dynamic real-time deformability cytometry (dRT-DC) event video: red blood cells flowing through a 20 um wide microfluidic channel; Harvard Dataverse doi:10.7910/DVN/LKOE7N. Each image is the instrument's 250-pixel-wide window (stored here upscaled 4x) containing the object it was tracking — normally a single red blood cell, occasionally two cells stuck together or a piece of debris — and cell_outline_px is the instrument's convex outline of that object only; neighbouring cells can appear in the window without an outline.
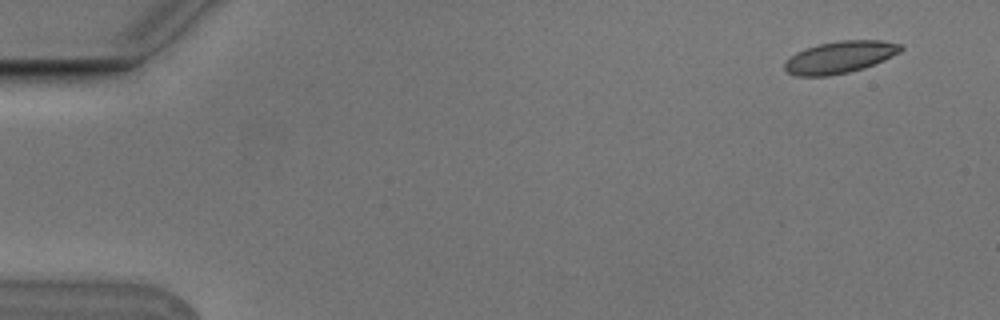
{"species": "Egyptian fruit bat (a non-hibernating species)", "species_latin": "Rousettus aegyptiacus", "temperature_condition": "cold", "stored_images_in_passage": 5, "camera_frame_rate_fps": 3000, "um_per_image_px": 0.085, "animal": {"sex": "male"}, "frame": {"image": 1, "passage_image": 1, "time_ms": 0.0, "image_size_px": [1000, 320], "cell_outline_px": [[904, 48], [900, 52], [884, 60], [864, 68], [848, 72], [828, 76], [796, 76], [788, 72], [784, 68], [784, 64], [796, 52], [804, 48], [820, 44], [840, 40], [880, 40], [900, 44]], "centroid_in_image_um": [71.4, 4.86], "position_along_channel_um": 13.6, "area_um2": 21.56}}
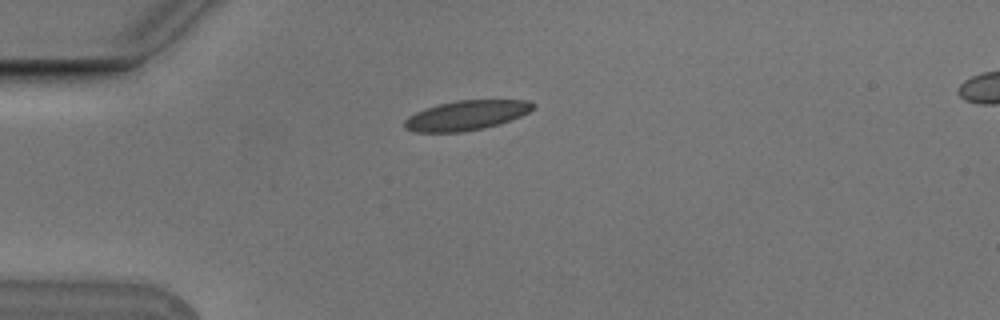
{"frame": {"image": 2, "passage_image": 4, "time_ms": 1.0, "image_size_px": [1000, 320], "cell_outline_px": [[536, 104], [528, 112], [520, 116], [500, 124], [484, 128], [464, 132], [416, 132], [404, 128], [404, 120], [408, 116], [424, 108], [456, 100], [528, 100]], "centroid_in_image_um": [39.62, 9.81], "position_along_channel_um": 45.4, "area_um2": 22.25}}